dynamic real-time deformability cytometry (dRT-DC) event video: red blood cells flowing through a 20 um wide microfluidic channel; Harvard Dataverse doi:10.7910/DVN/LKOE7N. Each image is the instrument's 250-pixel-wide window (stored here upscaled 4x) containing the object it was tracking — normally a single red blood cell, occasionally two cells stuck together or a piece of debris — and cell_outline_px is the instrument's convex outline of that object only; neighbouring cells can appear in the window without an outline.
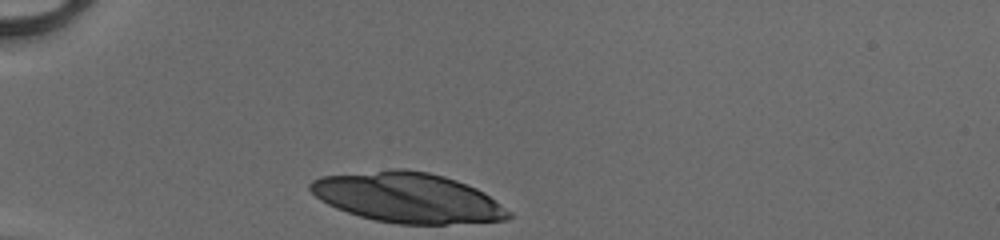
{"species": "human", "species_latin": "Homo sapiens", "temperature_condition": "cold", "stored_images_in_passage": 29, "camera_frame_rate_fps": 3000, "um_per_image_px": 0.085, "donor": {"sex": "male"}, "frame": {"image": 1, "passage_image": 1, "time_ms": 0.0, "image_size_px": [1000, 240], "cell_outline_px": [[512, 216], [508, 220], [444, 224], [396, 224], [376, 220], [360, 216], [336, 208], [320, 200], [308, 188], [308, 184], [312, 180], [320, 176], [396, 168], [404, 168], [428, 172], [444, 176], [456, 180], [476, 188], [484, 192], [512, 212]], "centroid_in_image_um": [34.66, 16.79], "position_along_channel_um": 50.3, "area_um2": 57.92}}